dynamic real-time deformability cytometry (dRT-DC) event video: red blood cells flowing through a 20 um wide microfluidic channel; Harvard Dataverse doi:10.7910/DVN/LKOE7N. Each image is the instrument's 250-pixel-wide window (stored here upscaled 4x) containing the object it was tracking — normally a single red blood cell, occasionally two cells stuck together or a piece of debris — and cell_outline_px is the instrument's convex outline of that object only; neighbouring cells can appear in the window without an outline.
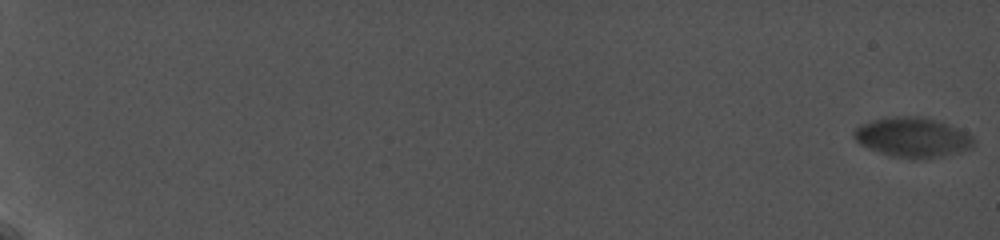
{"species": "common noctule bat (a hibernating species)", "species_latin": "Nyctalus noctula", "temperature_condition": "cold", "stored_images_in_passage": 38, "camera_frame_rate_fps": 5000, "um_per_image_px": 0.085, "animal": {"sex": "female", "body_mass_g": 19.0, "forearm_length_mm": 56.7}, "frame": {"image": 1, "passage_image": 1, "time_ms": 0.0, "image_size_px": [1000, 240], "cell_outline_px": [[976, 140], [972, 148], [940, 156], [892, 156], [868, 148], [860, 144], [852, 136], [852, 132], [856, 128], [872, 120], [892, 116], [920, 116], [936, 120], [948, 124], [972, 136]], "centroid_in_image_um": [77.54, 11.63], "position_along_channel_um": 7.5, "area_um2": 26.93}}
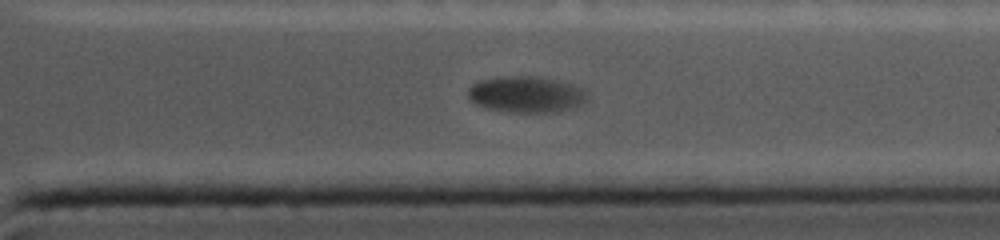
{"frame": {"image": 2, "passage_image": 35, "time_ms": 17.6, "image_size_px": [1000, 240], "cell_outline_px": [[588, 100], [572, 108], [556, 112], [512, 112], [488, 108], [476, 104], [468, 100], [468, 88], [472, 84], [480, 80], [508, 76], [532, 76], [556, 80], [572, 84], [584, 88], [588, 92]], "centroid_in_image_um": [44.75, 8.02], "position_along_channel_um": 366.7, "area_um2": 25.26}}
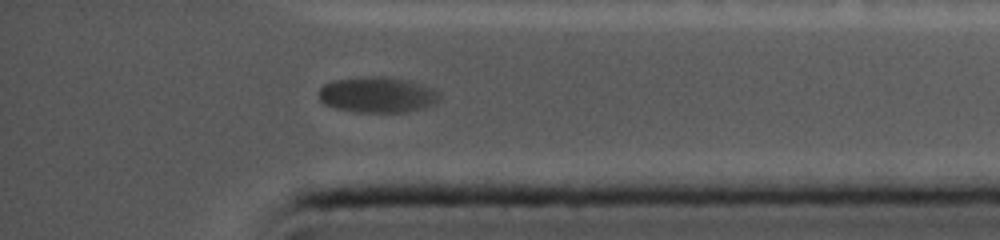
{"frame": {"image": 3, "passage_image": 38, "time_ms": 18.6, "image_size_px": [1000, 240], "cell_outline_px": [[440, 100], [436, 104], [404, 112], [352, 112], [336, 108], [324, 104], [320, 100], [320, 88], [324, 84], [332, 80], [368, 76], [380, 76], [408, 80], [432, 88], [440, 92]], "centroid_in_image_um": [32.08, 8.05], "position_along_channel_um": 403.1, "area_um2": 25.2}}